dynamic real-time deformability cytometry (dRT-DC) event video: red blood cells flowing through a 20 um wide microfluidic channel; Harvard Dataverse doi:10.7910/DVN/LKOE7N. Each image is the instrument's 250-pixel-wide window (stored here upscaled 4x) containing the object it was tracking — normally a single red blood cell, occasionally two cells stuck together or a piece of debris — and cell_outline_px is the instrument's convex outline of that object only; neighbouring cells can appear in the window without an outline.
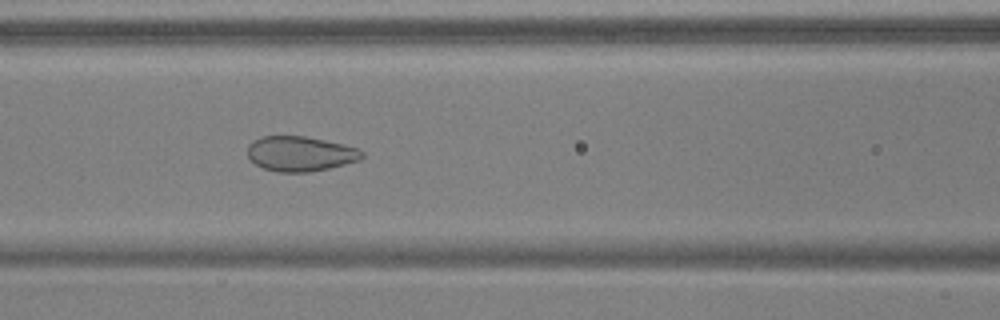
{"species": "common noctule bat (a hibernating species)", "species_latin": "Nyctalus noctula", "temperature_condition": "warm", "stored_images_in_passage": 50, "camera_frame_rate_fps": 3000, "um_per_image_px": 0.085, "animal": {"sex": "male", "body_mass_g": 17.9, "forearm_length_mm": 54.2}, "frame": {"image": 1, "passage_image": 23, "time_ms": 7.333, "image_size_px": [1000, 320], "cell_outline_px": [[364, 156], [360, 160], [328, 168], [308, 172], [276, 172], [264, 168], [256, 164], [248, 156], [248, 144], [252, 140], [260, 136], [304, 136], [324, 140], [356, 148], [364, 152]], "centroid_in_image_um": [25.49, 13.06], "position_along_channel_um": 141.1, "area_um2": 23.18}}
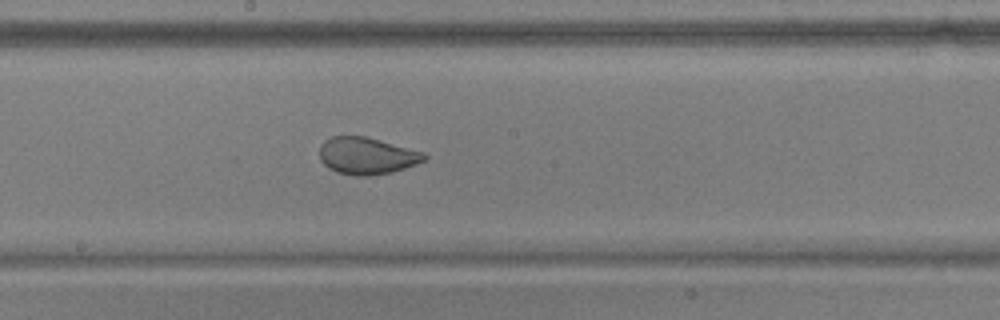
{"frame": {"image": 2, "passage_image": 29, "time_ms": 9.333, "image_size_px": [1000, 320], "cell_outline_px": [[428, 156], [424, 160], [416, 164], [392, 172], [368, 176], [356, 176], [336, 172], [328, 168], [320, 160], [320, 144], [324, 140], [332, 136], [364, 136], [424, 152]], "centroid_in_image_um": [31.15, 13.25], "position_along_channel_um": 217.1, "area_um2": 22.54}}
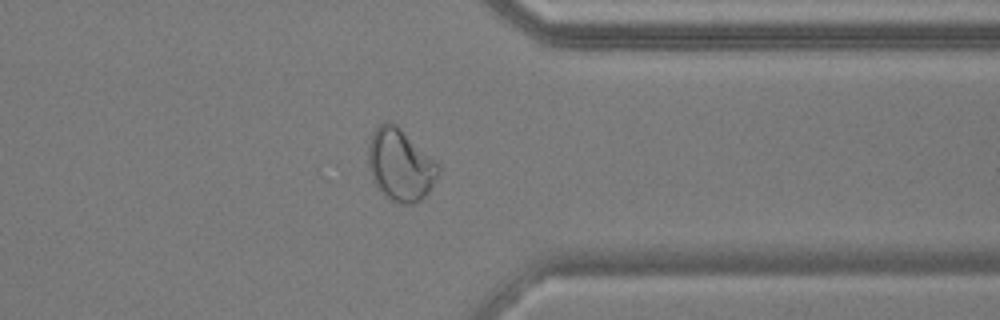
{"frame": {"image": 3, "passage_image": 42, "time_ms": 13.667, "image_size_px": [1000, 320], "cell_outline_px": [[440, 176], [428, 192], [416, 204], [400, 204], [392, 200], [372, 180], [368, 168], [368, 144], [372, 132], [384, 120], [392, 120], [440, 168]], "centroid_in_image_um": [34.0, 14.01], "position_along_channel_um": 377.4, "area_um2": 29.07}}